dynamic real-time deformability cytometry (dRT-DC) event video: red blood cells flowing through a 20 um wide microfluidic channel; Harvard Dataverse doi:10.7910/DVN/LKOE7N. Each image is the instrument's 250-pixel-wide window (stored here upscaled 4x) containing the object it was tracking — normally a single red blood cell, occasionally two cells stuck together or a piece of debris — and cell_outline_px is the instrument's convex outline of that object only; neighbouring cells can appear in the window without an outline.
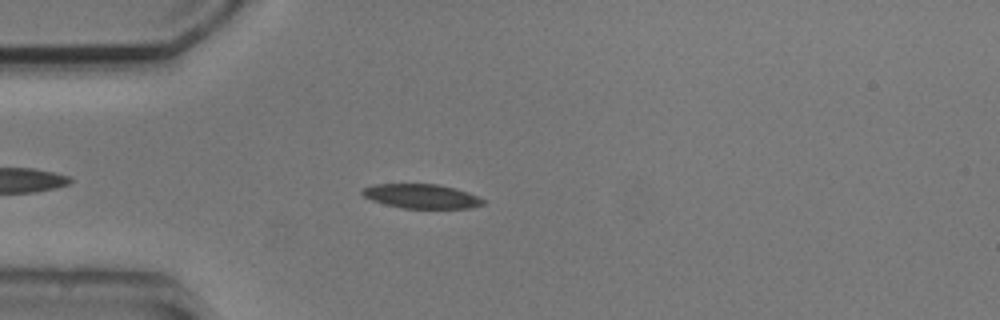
{"species": "common noctule bat (a hibernating species)", "species_latin": "Nyctalus noctula", "temperature_condition": "cold", "stored_images_in_passage": 46, "camera_frame_rate_fps": 3000, "um_per_image_px": 0.085, "animal": {"sex": "male", "body_mass_g": 20.5, "forearm_length_mm": 52.5}, "frame": {"image": 1, "passage_image": 7, "time_ms": 2.0, "image_size_px": [1000, 320], "cell_outline_px": [[484, 204], [468, 208], [400, 208], [384, 204], [372, 200], [364, 196], [360, 192], [360, 188], [372, 184], [436, 184], [456, 188], [468, 192], [484, 200]], "centroid_in_image_um": [35.76, 16.67], "position_along_channel_um": 49.2, "area_um2": 17.17}}
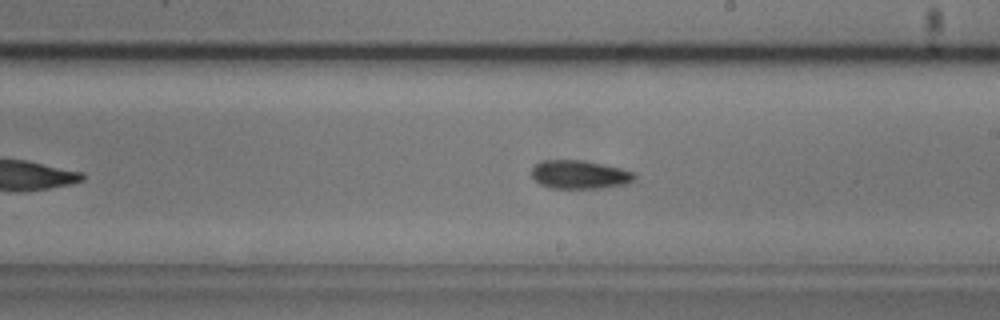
{"frame": {"image": 2, "passage_image": 23, "time_ms": 7.333, "image_size_px": [1000, 320], "cell_outline_px": [[636, 176], [632, 180], [624, 184], [600, 188], [552, 188], [540, 184], [532, 176], [532, 168], [540, 160], [584, 160], [604, 164], [620, 168], [632, 172]], "centroid_in_image_um": [49.23, 14.83], "position_along_channel_um": 239.8, "area_um2": 16.94}}
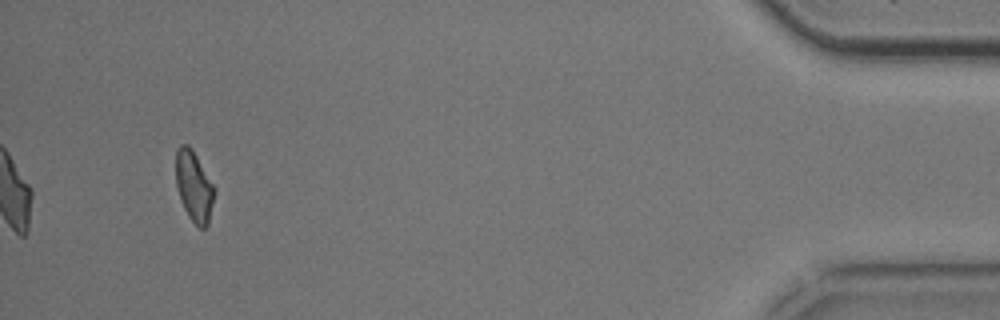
{"frame": {"image": 3, "passage_image": 43, "time_ms": 14.0, "image_size_px": [1000, 320], "cell_outline_px": [[216, 188], [208, 224], [204, 228], [200, 228], [188, 216], [184, 208], [176, 184], [176, 148], [180, 144], [188, 144], [192, 148]], "centroid_in_image_um": [16.49, 15.8], "position_along_channel_um": 418.7, "area_um2": 15.84}, "authors_computed_cell_mechanics": {"area_um2": 17.2244, "velocity_mm_per_s": 3.7913, "shape_relaxation_time_tau1_ms": 6.3255, "shape_relaxation_time_tau2_ms": null, "deformation_change_tau1": 0.1308, "deformation_change_tau2": null}}